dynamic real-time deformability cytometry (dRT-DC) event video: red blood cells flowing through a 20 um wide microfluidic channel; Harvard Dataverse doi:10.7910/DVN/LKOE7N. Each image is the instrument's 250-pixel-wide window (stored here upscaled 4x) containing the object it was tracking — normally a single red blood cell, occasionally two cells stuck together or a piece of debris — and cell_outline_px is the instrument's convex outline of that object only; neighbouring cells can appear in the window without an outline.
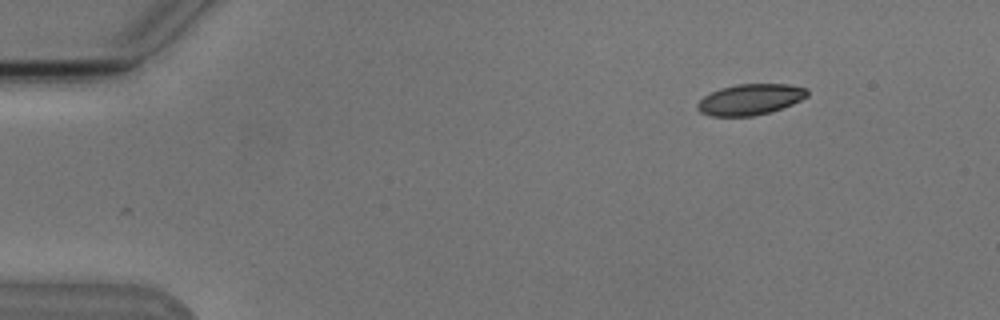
{"species": "Egyptian fruit bat (a non-hibernating species)", "species_latin": "Rousettus aegyptiacus", "temperature_condition": "cold", "stored_images_in_passage": 4, "camera_frame_rate_fps": 3000, "um_per_image_px": 0.085, "animal": {"sex": "male"}, "frame": {"image": 1, "passage_image": 1, "time_ms": 0.0, "image_size_px": [1000, 320], "cell_outline_px": [[808, 96], [792, 104], [768, 112], [752, 116], [708, 116], [700, 112], [696, 108], [696, 104], [704, 96], [720, 88], [736, 84], [788, 84], [808, 88]], "centroid_in_image_um": [63.75, 8.45], "position_along_channel_um": 21.3, "area_um2": 19.77}}
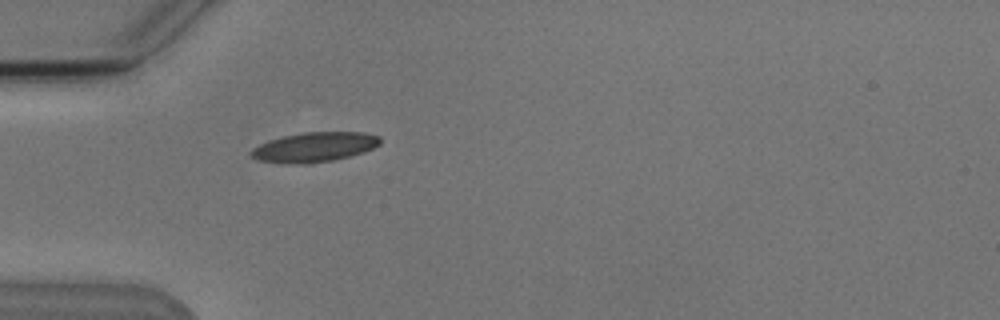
{"frame": {"image": 2, "passage_image": 4, "time_ms": 3.333, "image_size_px": [1000, 320], "cell_outline_px": [[380, 144], [364, 152], [332, 160], [308, 164], [300, 164], [260, 160], [252, 156], [248, 152], [252, 148], [268, 140], [284, 136], [304, 132], [364, 132], [380, 136]], "centroid_in_image_um": [26.73, 12.49], "position_along_channel_um": 58.3, "area_um2": 22.14}}